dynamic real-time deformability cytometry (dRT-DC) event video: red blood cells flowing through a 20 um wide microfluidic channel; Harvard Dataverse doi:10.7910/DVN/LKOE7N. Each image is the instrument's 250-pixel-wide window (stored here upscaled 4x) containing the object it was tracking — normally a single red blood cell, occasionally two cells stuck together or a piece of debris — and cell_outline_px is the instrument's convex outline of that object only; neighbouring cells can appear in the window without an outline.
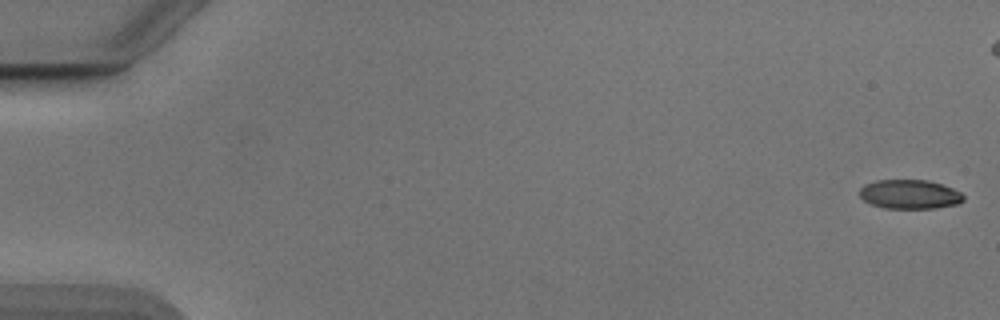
{"species": "Egyptian fruit bat (a non-hibernating species)", "species_latin": "Rousettus aegyptiacus", "temperature_condition": "cold", "stored_images_in_passage": 48, "camera_frame_rate_fps": 3000, "um_per_image_px": 0.085, "animal": {"sex": "male"}, "frame": {"image": 1, "passage_image": 1, "time_ms": 0.0, "image_size_px": [1000, 320], "cell_outline_px": [[964, 200], [956, 204], [936, 208], [884, 208], [872, 204], [864, 200], [860, 196], [860, 188], [864, 184], [876, 180], [928, 180], [952, 188], [960, 192], [964, 196]], "centroid_in_image_um": [77.31, 16.51], "position_along_channel_um": 7.7, "area_um2": 17.57}}
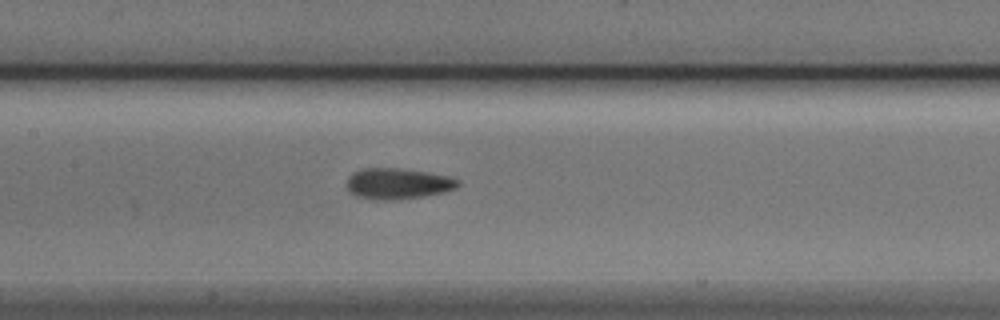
{"frame": {"image": 2, "passage_image": 26, "time_ms": 8.333, "image_size_px": [1000, 320], "cell_outline_px": [[460, 184], [456, 188], [444, 192], [424, 196], [396, 200], [380, 200], [356, 196], [344, 184], [348, 176], [352, 172], [360, 168], [400, 168], [428, 172], [448, 176], [460, 180]], "centroid_in_image_um": [33.79, 15.6], "position_along_channel_um": 173.6, "area_um2": 20.29}}
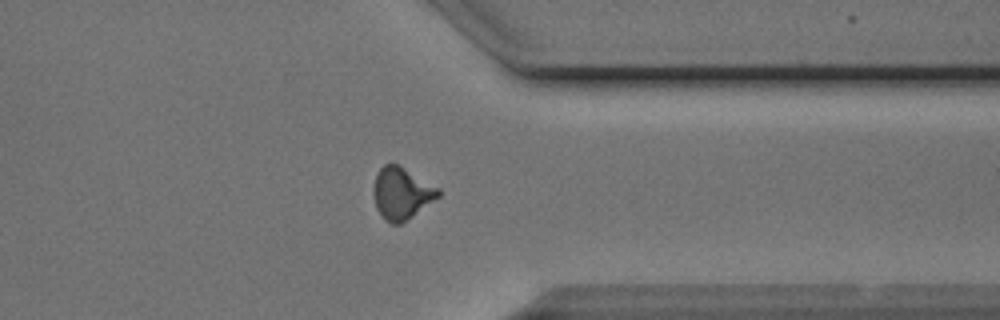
{"frame": {"image": 3, "passage_image": 42, "time_ms": 13.667, "image_size_px": [1000, 320], "cell_outline_px": [[440, 196], [400, 224], [392, 224], [384, 220], [376, 208], [372, 192], [372, 188], [376, 176], [380, 168], [384, 164], [400, 164], [440, 188]], "centroid_in_image_um": [34.12, 16.41], "position_along_channel_um": 377.3, "area_um2": 19.77}}